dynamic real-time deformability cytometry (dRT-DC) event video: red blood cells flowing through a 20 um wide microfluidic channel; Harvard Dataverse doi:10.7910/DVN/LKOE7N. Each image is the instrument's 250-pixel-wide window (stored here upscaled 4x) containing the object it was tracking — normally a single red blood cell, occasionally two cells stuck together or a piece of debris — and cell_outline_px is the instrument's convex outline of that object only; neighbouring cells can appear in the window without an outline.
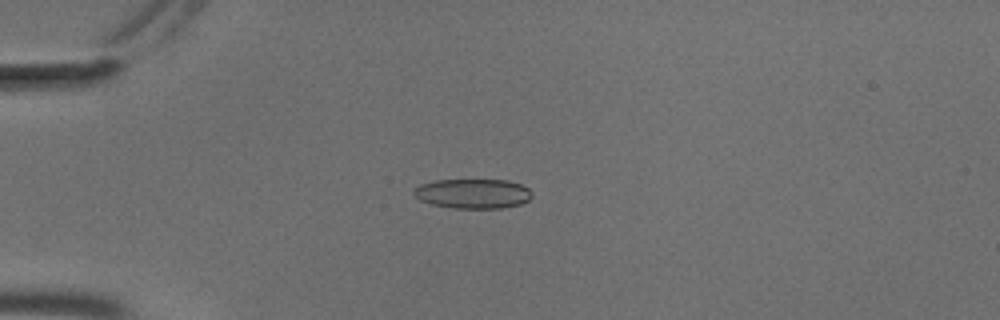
{"species": "common noctule bat (a hibernating species)", "species_latin": "Nyctalus noctula", "temperature_condition": "cold", "stored_images_in_passage": 55, "camera_frame_rate_fps": 3000, "um_per_image_px": 0.085, "animal": {"sex": "male", "body_mass_g": 18.8}, "frame": {"image": 1, "passage_image": 15, "time_ms": 4.667, "image_size_px": [1000, 320], "cell_outline_px": [[532, 196], [528, 200], [520, 204], [500, 208], [452, 208], [432, 204], [420, 200], [412, 192], [420, 184], [436, 180], [508, 180], [520, 184], [528, 188], [532, 192]], "centroid_in_image_um": [40.21, 16.45], "position_along_channel_um": 44.8, "area_um2": 20.35}}
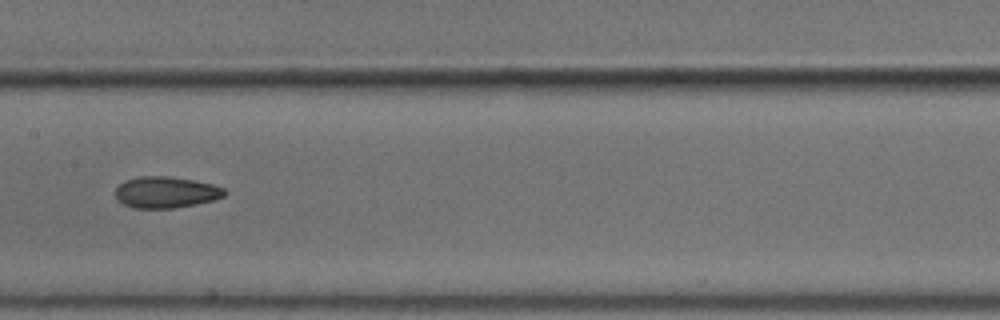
{"frame": {"image": 2, "passage_image": 29, "time_ms": 9.333, "image_size_px": [1000, 320], "cell_outline_px": [[228, 192], [224, 196], [212, 200], [196, 204], [172, 208], [136, 208], [124, 204], [116, 200], [116, 188], [124, 180], [140, 176], [168, 176], [196, 180], [212, 184], [224, 188]], "centroid_in_image_um": [14.1, 16.33], "position_along_channel_um": 193.3, "area_um2": 20.0}}
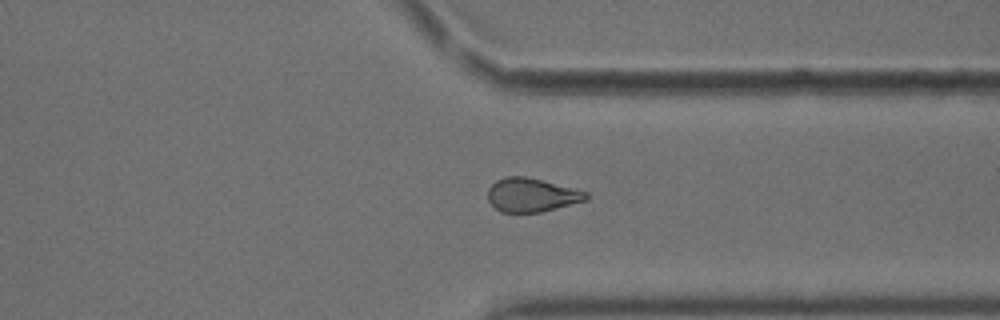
{"frame": {"image": 3, "passage_image": 43, "time_ms": 14.0, "image_size_px": [1000, 320], "cell_outline_px": [[588, 200], [540, 212], [500, 212], [488, 200], [488, 188], [496, 180], [508, 176], [524, 176], [588, 192]], "centroid_in_image_um": [45.17, 16.58], "position_along_channel_um": 366.2, "area_um2": 19.07}, "authors_computed_cell_mechanics": {"area_um2": 20.0566, "velocity_mm_per_s": 3.7051, "shape_relaxation_time_tau1_ms": 9.4993, "shape_relaxation_time_tau2_ms": 3.1575, "deformation_change_tau1": 0.1734, "deformation_change_tau2": 0.0957}}